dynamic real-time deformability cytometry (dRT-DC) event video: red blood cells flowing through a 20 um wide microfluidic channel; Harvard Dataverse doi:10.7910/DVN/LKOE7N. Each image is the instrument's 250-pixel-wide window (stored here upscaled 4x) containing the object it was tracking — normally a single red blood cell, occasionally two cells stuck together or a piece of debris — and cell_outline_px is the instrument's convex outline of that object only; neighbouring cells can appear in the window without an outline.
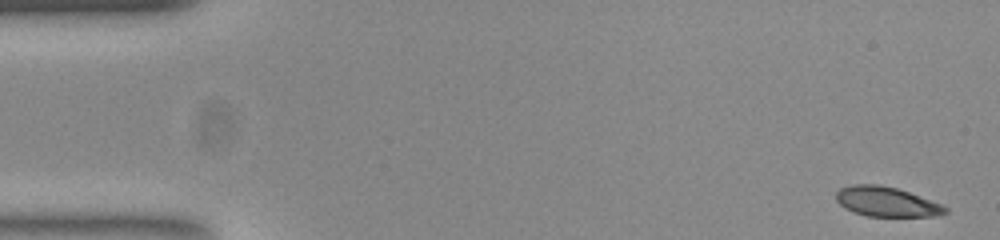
{"species": "common noctule bat (a hibernating species)", "species_latin": "Nyctalus noctula", "temperature_condition": "room temperature", "stored_images_in_passage": 53, "camera_frame_rate_fps": 3000, "um_per_image_px": 0.085, "animal": {"sex": "female", "body_mass_g": 23.0, "forearm_length_mm": 53.4}, "frame": {"image": 1, "passage_image": 1, "time_ms": 0.0, "image_size_px": [1000, 240], "cell_outline_px": [[948, 212], [932, 216], [868, 216], [856, 212], [840, 204], [836, 200], [836, 192], [840, 188], [860, 184], [872, 184], [896, 188], [908, 192], [940, 204], [948, 208]], "centroid_in_image_um": [75.35, 17.15], "position_along_channel_um": 9.6, "area_um2": 18.32}}
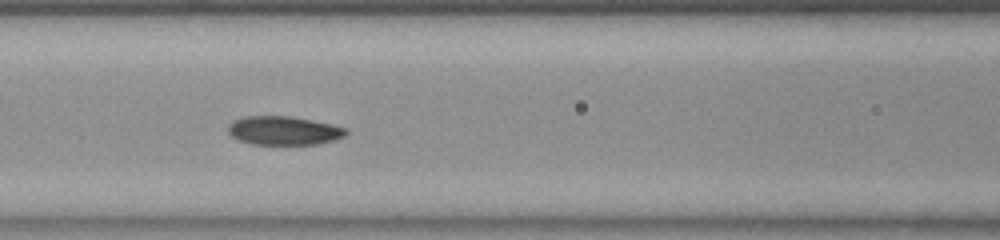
{"frame": {"image": 2, "passage_image": 22, "time_ms": 7.0, "image_size_px": [1000, 240], "cell_outline_px": [[348, 132], [344, 136], [332, 140], [316, 144], [252, 144], [240, 140], [232, 136], [228, 132], [228, 128], [236, 120], [244, 116], [288, 116], [328, 124], [344, 128]], "centroid_in_image_um": [24.09, 11.11], "position_along_channel_um": 142.5, "area_um2": 19.13}}
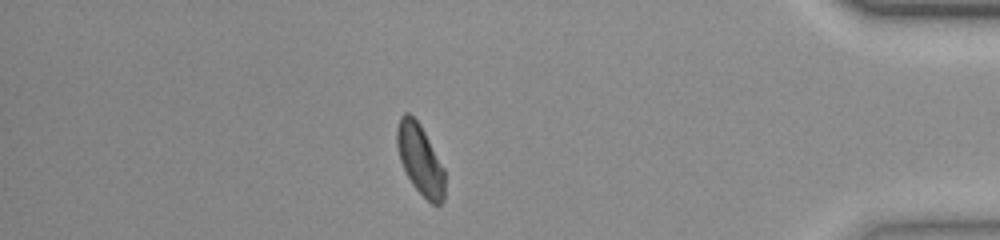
{"frame": {"image": 3, "passage_image": 46, "time_ms": 15.0, "image_size_px": [1000, 240], "cell_outline_px": [[444, 200], [440, 204], [432, 204], [412, 184], [400, 160], [396, 144], [396, 128], [400, 116], [404, 112], [408, 112], [420, 124], [444, 168]], "centroid_in_image_um": [35.69, 13.53], "position_along_channel_um": 399.5, "area_um2": 19.36}, "authors_computed_cell_mechanics": {"area_um2": 19.363, "velocity_mm_per_s": 3.7481, "shape_relaxation_time_tau1_ms": 4.3412, "shape_relaxation_time_tau2_ms": null, "deformation_change_tau1": 0.1127, "deformation_change_tau2": null}}